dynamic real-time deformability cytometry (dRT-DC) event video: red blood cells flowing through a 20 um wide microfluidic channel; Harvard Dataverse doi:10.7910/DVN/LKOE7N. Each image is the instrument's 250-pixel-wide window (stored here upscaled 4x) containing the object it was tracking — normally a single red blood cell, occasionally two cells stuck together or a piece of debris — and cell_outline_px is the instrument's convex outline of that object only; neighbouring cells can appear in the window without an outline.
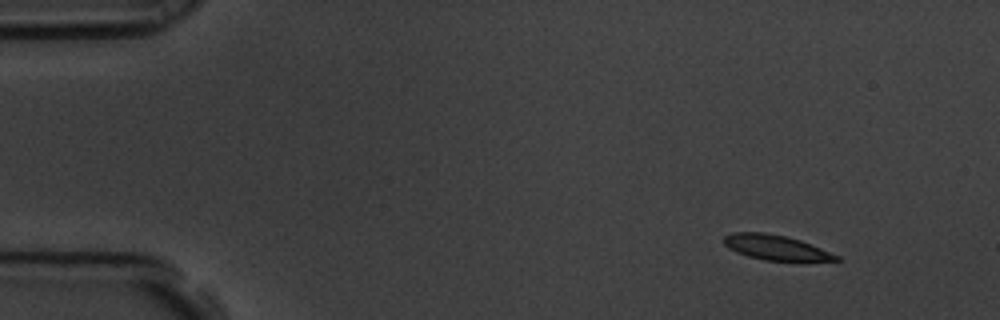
{"species": "common noctule bat (a hibernating species)", "species_latin": "Nyctalus noctula", "temperature_condition": "room temperature", "stored_images_in_passage": 5, "segment_of_instrument_passage": [1, 2], "camera_frame_rate_fps": 3000, "um_per_image_px": 0.085, "animal": {"sex": "male", "body_mass_g": 19.5, "forearm_length_mm": 54.6}, "frame": {"image": 1, "passage_image": 1, "time_ms": 0.0, "image_size_px": [1000, 320], "cell_outline_px": [[840, 260], [764, 260], [748, 256], [736, 252], [728, 248], [724, 244], [724, 236], [732, 232], [764, 232], [784, 236], [800, 240], [840, 256]], "centroid_in_image_um": [65.88, 21.02], "position_along_channel_um": 19.1, "area_um2": 16.01}}
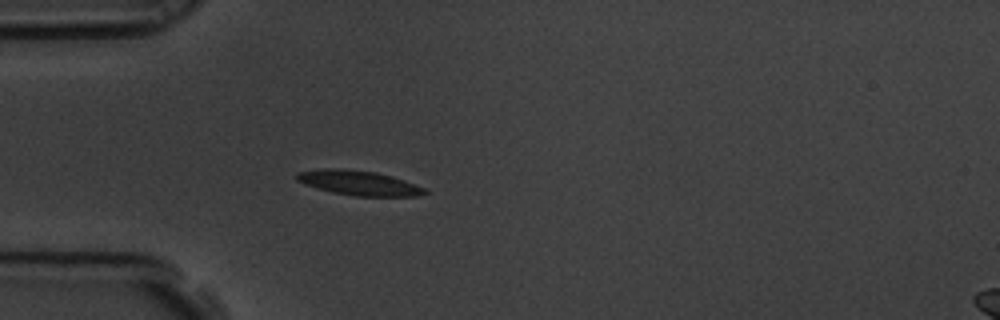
{"frame": {"image": 2, "passage_image": 4, "time_ms": 1.0, "image_size_px": [1000, 320], "cell_outline_px": [[428, 192], [416, 196], [356, 196], [332, 192], [316, 188], [304, 184], [296, 180], [296, 172], [324, 168], [340, 168], [376, 172], [392, 176], [404, 180], [424, 188]], "centroid_in_image_um": [30.45, 15.54], "position_along_channel_um": 54.5, "area_um2": 18.38}}